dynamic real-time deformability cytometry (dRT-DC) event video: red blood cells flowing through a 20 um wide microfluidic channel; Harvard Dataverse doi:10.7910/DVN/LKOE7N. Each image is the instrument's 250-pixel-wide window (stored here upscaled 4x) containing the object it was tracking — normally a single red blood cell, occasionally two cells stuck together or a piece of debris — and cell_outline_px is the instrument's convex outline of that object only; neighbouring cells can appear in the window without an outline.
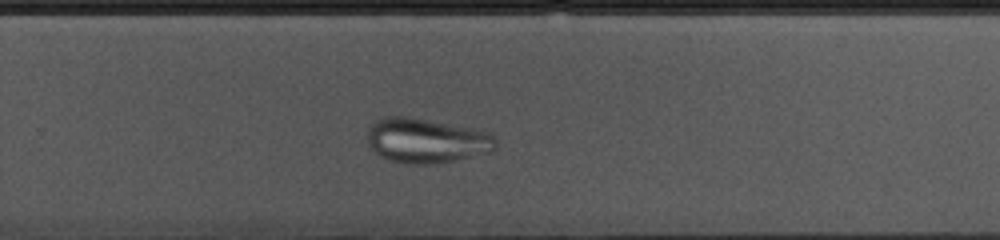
{"species": "common noctule bat (a hibernating species)", "species_latin": "Nyctalus noctula", "temperature_condition": "cold", "stored_images_in_passage": 38, "camera_frame_rate_fps": 3000, "um_per_image_px": 0.085, "animal": {"sex": "female", "body_mass_g": 10.0, "forearm_length_mm": 53.1}, "frame": {"image": 1, "passage_image": 27, "time_ms": 8.667, "image_size_px": [1000, 240], "cell_outline_px": [[496, 148], [492, 152], [456, 160], [436, 164], [408, 164], [388, 160], [380, 156], [368, 144], [364, 132], [376, 120], [388, 116], [404, 116], [476, 128], [492, 132], [496, 136]], "centroid_in_image_um": [36.27, 11.95], "position_along_channel_um": 293.5, "area_um2": 34.1}}
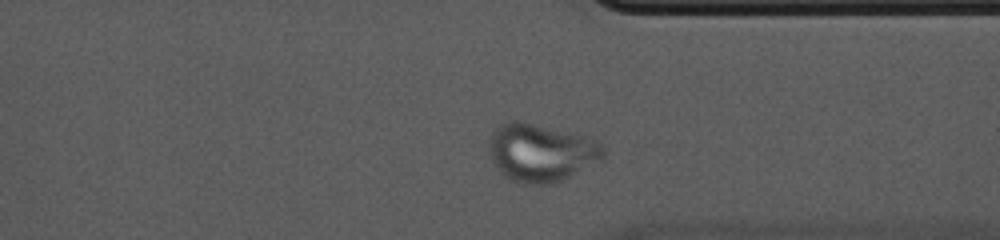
{"frame": {"image": 2, "passage_image": 33, "time_ms": 10.667, "image_size_px": [1000, 240], "cell_outline_px": [[608, 148], [604, 160], [560, 180], [548, 184], [528, 184], [512, 180], [496, 168], [488, 152], [488, 140], [492, 132], [500, 124], [508, 120], [520, 120], [576, 132], [596, 140], [604, 144]], "centroid_in_image_um": [46.03, 12.92], "position_along_channel_um": 365.4, "area_um2": 39.42}}